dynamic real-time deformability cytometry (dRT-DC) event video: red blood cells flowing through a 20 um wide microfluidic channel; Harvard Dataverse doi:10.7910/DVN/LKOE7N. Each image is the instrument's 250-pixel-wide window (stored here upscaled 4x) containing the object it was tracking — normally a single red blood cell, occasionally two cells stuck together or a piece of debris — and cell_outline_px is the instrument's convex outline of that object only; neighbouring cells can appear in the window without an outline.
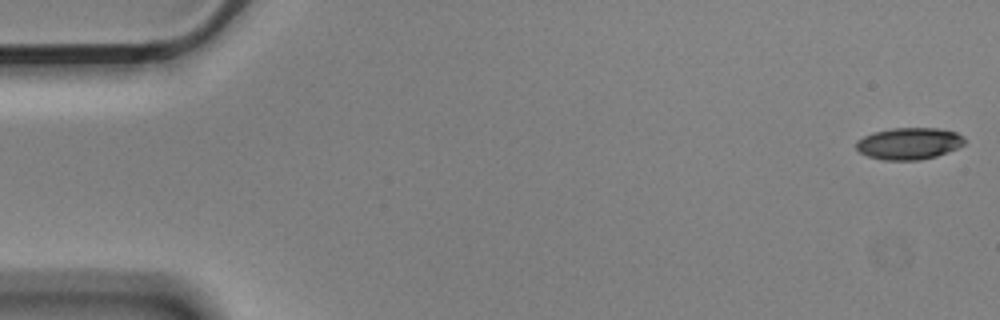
{"species": "Egyptian fruit bat (a non-hibernating species)", "species_latin": "Rousettus aegyptiacus", "temperature_condition": "cold", "stored_images_in_passage": 56, "camera_frame_rate_fps": 3000, "um_per_image_px": 0.085, "animal": {"sex": "male"}, "frame": {"image": 1, "passage_image": 1, "time_ms": 0.0, "image_size_px": [1000, 320], "cell_outline_px": [[964, 144], [956, 148], [936, 156], [920, 160], [884, 160], [868, 156], [860, 152], [856, 148], [856, 140], [872, 132], [892, 128], [940, 128], [956, 132], [964, 136]], "centroid_in_image_um": [77.25, 12.19], "position_along_channel_um": 7.7, "area_um2": 20.11}}
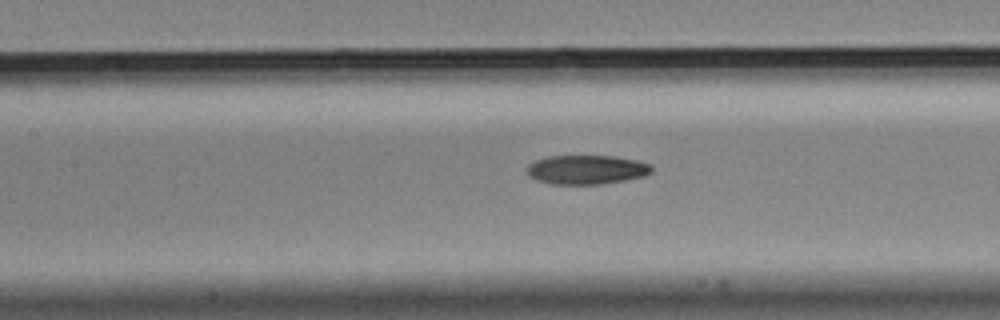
{"frame": {"image": 2, "passage_image": 25, "time_ms": 8.0, "image_size_px": [1000, 320], "cell_outline_px": [[652, 172], [644, 176], [604, 184], [548, 184], [536, 180], [528, 176], [524, 168], [528, 164], [536, 160], [548, 156], [616, 156], [636, 160], [652, 164]], "centroid_in_image_um": [49.82, 14.42], "position_along_channel_um": 157.6, "area_um2": 21.5}}
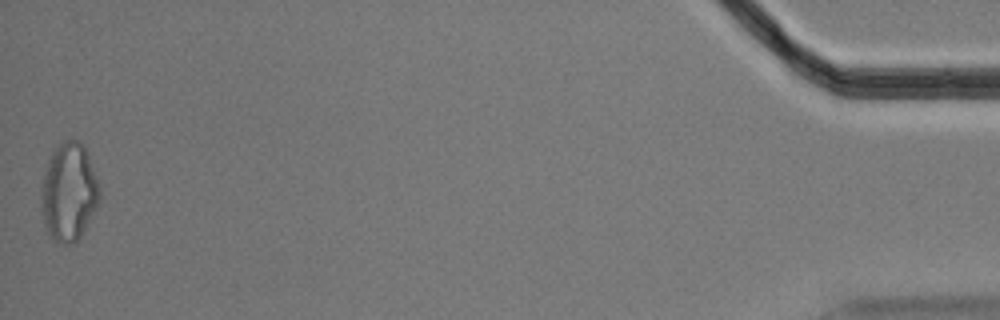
{"frame": {"image": 3, "passage_image": 56, "time_ms": 18.333, "image_size_px": [1000, 320], "cell_outline_px": [[100, 200], [96, 208], [76, 244], [60, 244], [48, 236], [40, 208], [40, 196], [44, 172], [48, 160], [52, 152], [64, 140], [76, 140], [84, 144], [100, 184]], "centroid_in_image_um": [5.85, 16.35], "position_along_channel_um": 429.4, "area_um2": 33.81}, "authors_computed_cell_mechanics": {"area_um2": 21.964, "velocity_mm_per_s": 3.5481, "shape_relaxation_time_tau1_ms": 7.1127, "shape_relaxation_time_tau2_ms": 8.6466, "deformation_change_tau1": 0.1624, "deformation_change_tau2": 0.1593}}